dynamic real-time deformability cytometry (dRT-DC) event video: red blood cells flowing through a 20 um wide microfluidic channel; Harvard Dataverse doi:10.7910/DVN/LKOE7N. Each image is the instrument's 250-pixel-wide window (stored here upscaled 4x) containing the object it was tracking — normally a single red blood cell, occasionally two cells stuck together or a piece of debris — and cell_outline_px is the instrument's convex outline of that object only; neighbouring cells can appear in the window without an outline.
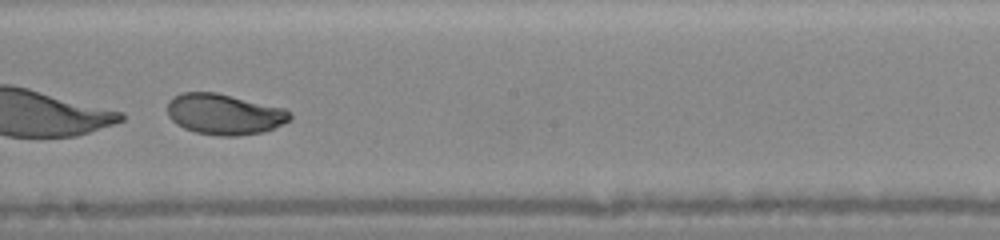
{"species": "human", "species_latin": "Homo sapiens", "temperature_condition": "warm", "stored_images_in_passage": 44, "segment_of_instrument_passage": [2, 2], "camera_frame_rate_fps": 3000, "um_per_image_px": 0.085, "donor": {"sex": "female"}, "frame": {"image": 1, "passage_image": 26, "time_ms": 8.333, "image_size_px": [1000, 240], "cell_outline_px": [[292, 116], [288, 120], [264, 132], [236, 136], [216, 136], [196, 132], [184, 128], [176, 124], [168, 116], [168, 100], [172, 96], [184, 92], [216, 92], [284, 108], [292, 112]], "centroid_in_image_um": [19.03, 9.7], "position_along_channel_um": 229.2, "area_um2": 29.13}}